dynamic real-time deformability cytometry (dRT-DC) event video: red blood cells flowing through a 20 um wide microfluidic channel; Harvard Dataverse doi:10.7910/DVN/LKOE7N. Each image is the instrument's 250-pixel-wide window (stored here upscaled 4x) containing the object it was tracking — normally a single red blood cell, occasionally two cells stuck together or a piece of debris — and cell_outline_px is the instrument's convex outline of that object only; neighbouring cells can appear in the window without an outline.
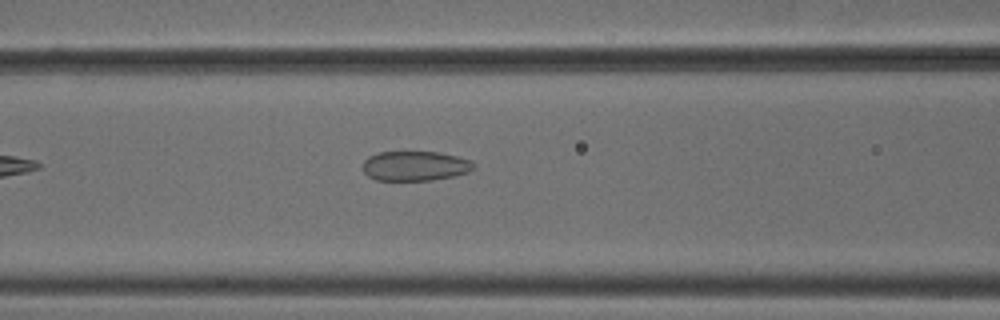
{"species": "common noctule bat (a hibernating species)", "species_latin": "Nyctalus noctula", "temperature_condition": "cold", "stored_images_in_passage": 35, "camera_frame_rate_fps": 3000, "um_per_image_px": 0.085, "animal": {"sex": "male", "body_mass_g": 18.8}, "frame": {"image": 1, "passage_image": 5, "time_ms": 1.333, "image_size_px": [1000, 320], "cell_outline_px": [[476, 168], [468, 172], [452, 176], [432, 180], [376, 180], [368, 176], [364, 172], [364, 160], [368, 156], [376, 152], [436, 152], [456, 156], [468, 160], [476, 164]], "centroid_in_image_um": [35.27, 14.1], "position_along_channel_um": 131.3, "area_um2": 19.13}}
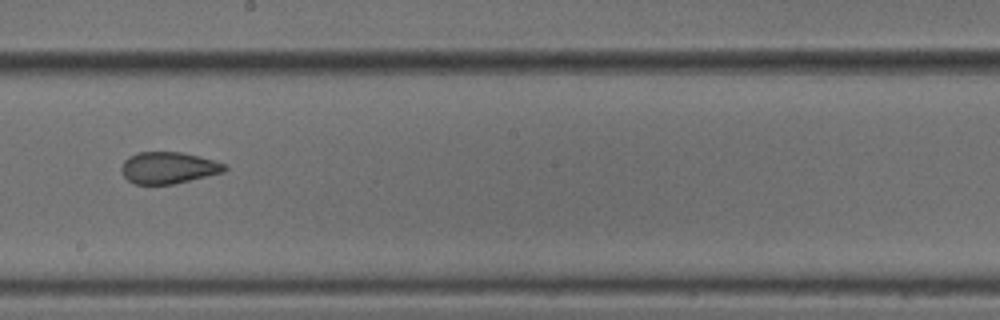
{"frame": {"image": 2, "passage_image": 13, "time_ms": 4.0, "image_size_px": [1000, 320], "cell_outline_px": [[228, 168], [224, 172], [172, 184], [136, 184], [128, 180], [124, 176], [120, 168], [124, 160], [128, 156], [136, 152], [180, 152], [200, 156], [228, 164]], "centroid_in_image_um": [14.32, 14.25], "position_along_channel_um": 233.9, "area_um2": 19.13}}
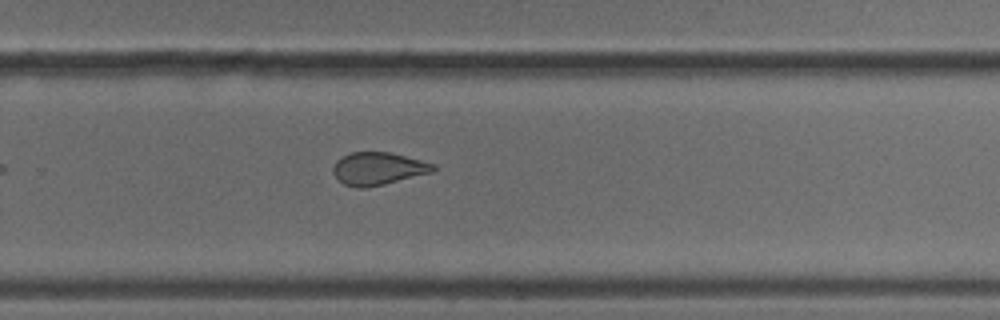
{"frame": {"image": 3, "passage_image": 18, "time_ms": 5.667, "image_size_px": [1000, 320], "cell_outline_px": [[436, 168], [432, 172], [384, 184], [364, 188], [356, 188], [344, 184], [332, 172], [332, 168], [336, 160], [352, 152], [392, 152], [436, 164]], "centroid_in_image_um": [32.14, 14.32], "position_along_channel_um": 297.7, "area_um2": 19.02}}